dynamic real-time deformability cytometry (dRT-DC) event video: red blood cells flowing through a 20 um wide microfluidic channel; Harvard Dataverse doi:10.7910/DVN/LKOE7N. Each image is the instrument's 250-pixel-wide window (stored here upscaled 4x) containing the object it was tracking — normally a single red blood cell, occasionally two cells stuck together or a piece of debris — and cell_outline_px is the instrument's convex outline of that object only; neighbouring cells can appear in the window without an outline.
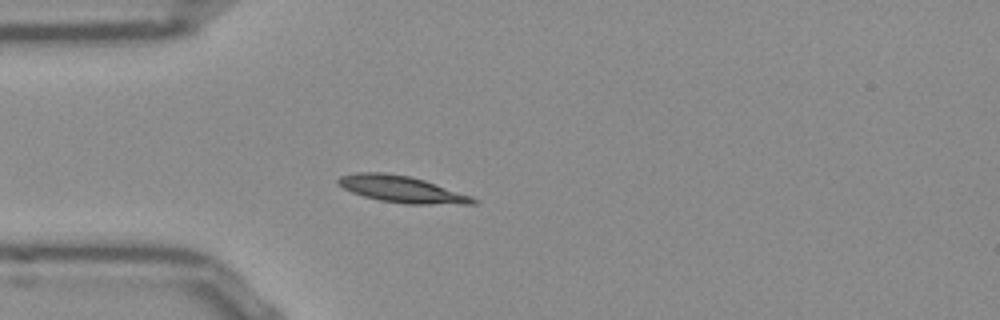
{"species": "Egyptian fruit bat (a non-hibernating species)", "species_latin": "Rousettus aegyptiacus", "temperature_condition": "room temperature", "stored_images_in_passage": 40, "camera_frame_rate_fps": 3000, "um_per_image_px": 0.085, "frame": {"image": 1, "passage_image": 1, "time_ms": 0.0, "image_size_px": [1000, 320], "cell_outline_px": [[480, 200], [476, 204], [404, 204], [380, 200], [364, 196], [352, 192], [344, 188], [336, 180], [340, 176], [356, 172], [384, 172], [408, 176], [424, 180], [472, 196]], "centroid_in_image_um": [34.18, 16.09], "position_along_channel_um": 50.8, "area_um2": 20.87}}
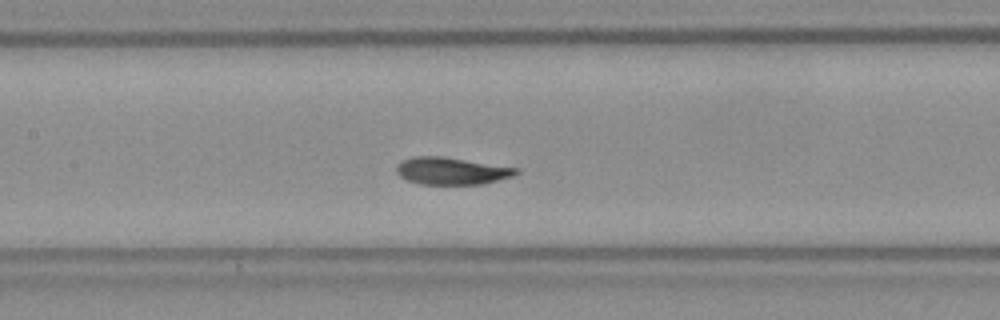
{"frame": {"image": 2, "passage_image": 11, "time_ms": 3.333, "image_size_px": [1000, 320], "cell_outline_px": [[520, 172], [512, 176], [480, 184], [420, 184], [408, 180], [400, 176], [396, 172], [396, 168], [400, 160], [416, 156], [440, 156], [520, 168]], "centroid_in_image_um": [38.36, 14.52], "position_along_channel_um": 169.0, "area_um2": 18.84}}
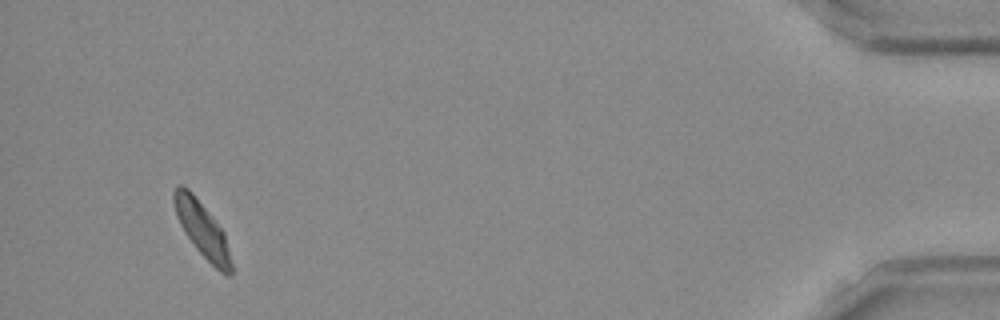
{"frame": {"image": 3, "passage_image": 37, "time_ms": 12.0, "image_size_px": [1000, 320], "cell_outline_px": [[232, 272], [228, 276], [220, 272], [196, 248], [184, 232], [176, 216], [172, 200], [172, 192], [176, 184], [180, 184], [188, 188], [192, 192], [224, 232], [232, 264]], "centroid_in_image_um": [17.15, 19.46], "position_along_channel_um": 418.1, "area_um2": 18.26}, "authors_computed_cell_mechanics": {"area_um2": 18.9584, "velocity_mm_per_s": 3.778, "shape_relaxation_time_tau1_ms": 2.1937, "shape_relaxation_time_tau2_ms": null, "deformation_change_tau1": 0.1112, "deformation_change_tau2": null}}